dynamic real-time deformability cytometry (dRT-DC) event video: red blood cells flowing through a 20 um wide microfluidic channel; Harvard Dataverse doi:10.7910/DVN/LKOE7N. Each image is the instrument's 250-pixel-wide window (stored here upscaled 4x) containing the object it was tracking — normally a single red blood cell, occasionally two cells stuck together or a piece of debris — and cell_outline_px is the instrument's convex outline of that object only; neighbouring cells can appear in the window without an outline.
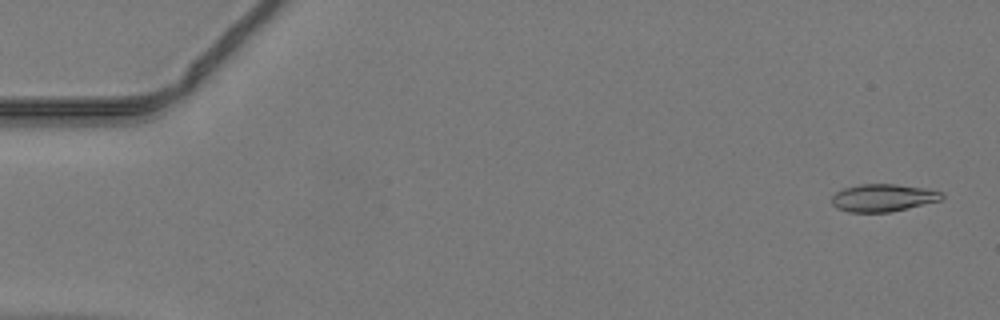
{"species": "common noctule bat (a hibernating species)", "species_latin": "Nyctalus noctula", "temperature_condition": "warm", "stored_images_in_passage": 9, "camera_frame_rate_fps": 3000, "um_per_image_px": 0.085, "animal": {"sex": "male", "body_mass_g": 19.2, "forearm_length_mm": 51.8}, "frame": {"image": 1, "passage_image": 2, "time_ms": 0.333, "image_size_px": [1000, 320], "cell_outline_px": [[944, 196], [940, 200], [908, 208], [888, 212], [848, 212], [836, 208], [832, 204], [832, 196], [836, 192], [844, 188], [860, 184], [896, 184], [924, 188], [944, 192]], "centroid_in_image_um": [75.05, 16.81], "position_along_channel_um": 10.0, "area_um2": 17.63}}